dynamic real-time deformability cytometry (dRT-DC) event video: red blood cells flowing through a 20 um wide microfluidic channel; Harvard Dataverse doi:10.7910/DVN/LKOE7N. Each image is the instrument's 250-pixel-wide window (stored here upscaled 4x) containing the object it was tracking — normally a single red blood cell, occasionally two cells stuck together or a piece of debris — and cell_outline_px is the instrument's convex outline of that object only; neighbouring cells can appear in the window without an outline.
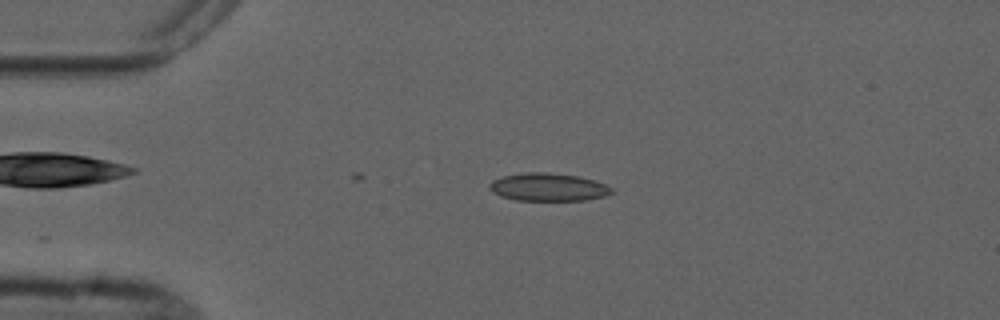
{"species": "common noctule bat (a hibernating species)", "species_latin": "Nyctalus noctula", "temperature_condition": "cold", "stored_images_in_passage": 4, "camera_frame_rate_fps": 3000, "um_per_image_px": 0.085, "animal": {"sex": "male", "forearm_length_mm": 52.5}, "frame": {"image": 1, "passage_image": 3, "time_ms": 2.333, "image_size_px": [1000, 320], "cell_outline_px": [[612, 192], [604, 196], [584, 200], [516, 200], [500, 196], [492, 192], [488, 188], [488, 184], [492, 180], [504, 176], [528, 172], [544, 172], [580, 176], [604, 184], [612, 188]], "centroid_in_image_um": [46.55, 15.9], "position_along_channel_um": 38.5, "area_um2": 19.71}}